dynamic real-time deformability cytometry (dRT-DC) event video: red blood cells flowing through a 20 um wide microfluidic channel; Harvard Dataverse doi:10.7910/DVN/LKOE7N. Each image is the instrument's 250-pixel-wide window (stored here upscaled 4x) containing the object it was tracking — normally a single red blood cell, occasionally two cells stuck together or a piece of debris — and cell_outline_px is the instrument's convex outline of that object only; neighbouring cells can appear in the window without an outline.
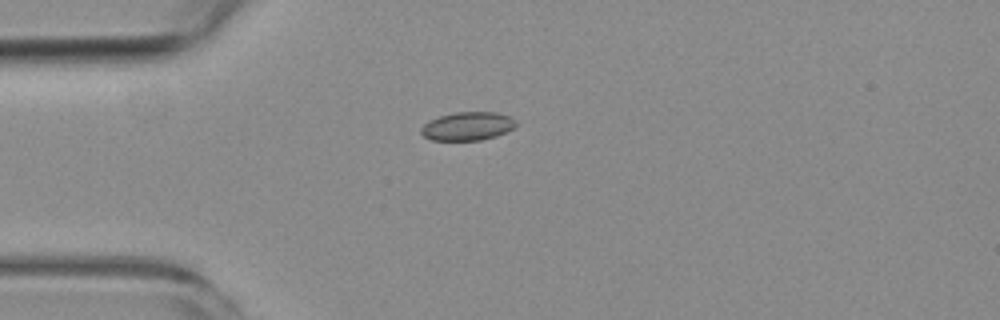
{"species": "common noctule bat (a hibernating species)", "species_latin": "Nyctalus noctula", "temperature_condition": "room temperature", "stored_images_in_passage": 8, "camera_frame_rate_fps": 3000, "um_per_image_px": 0.085, "animal": {"sex": "female", "body_mass_g": 19.3, "forearm_length_mm": 54.1}, "frame": {"image": 1, "passage_image": 3, "time_ms": 3.333, "image_size_px": [1000, 320], "cell_outline_px": [[516, 124], [512, 128], [496, 136], [480, 140], [432, 140], [424, 136], [420, 132], [420, 128], [428, 120], [440, 116], [456, 112], [496, 112], [508, 116], [516, 120]], "centroid_in_image_um": [39.71, 10.72], "position_along_channel_um": 45.3, "area_um2": 15.61}}
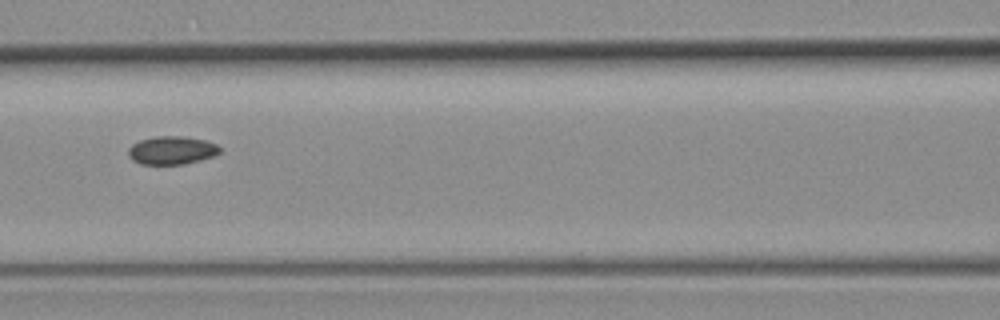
{"frame": {"image": 2, "passage_image": 6, "time_ms": 6.667, "image_size_px": [1000, 320], "cell_outline_px": [[220, 152], [212, 156], [200, 160], [184, 164], [140, 164], [132, 160], [128, 156], [128, 148], [132, 144], [140, 140], [156, 136], [180, 136], [204, 140], [216, 144], [220, 148]], "centroid_in_image_um": [14.56, 12.78], "position_along_channel_um": 152.0, "area_um2": 14.97}}
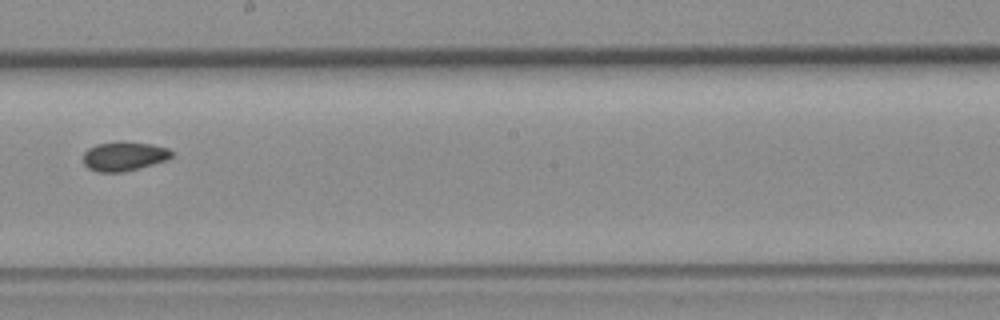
{"frame": {"image": 3, "passage_image": 8, "time_ms": 9.0, "image_size_px": [1000, 320], "cell_outline_px": [[172, 156], [168, 160], [120, 172], [100, 172], [88, 168], [84, 164], [84, 152], [88, 148], [96, 144], [120, 140], [152, 144], [168, 148], [172, 152]], "centroid_in_image_um": [10.53, 13.25], "position_along_channel_um": 237.7, "area_um2": 15.09}}